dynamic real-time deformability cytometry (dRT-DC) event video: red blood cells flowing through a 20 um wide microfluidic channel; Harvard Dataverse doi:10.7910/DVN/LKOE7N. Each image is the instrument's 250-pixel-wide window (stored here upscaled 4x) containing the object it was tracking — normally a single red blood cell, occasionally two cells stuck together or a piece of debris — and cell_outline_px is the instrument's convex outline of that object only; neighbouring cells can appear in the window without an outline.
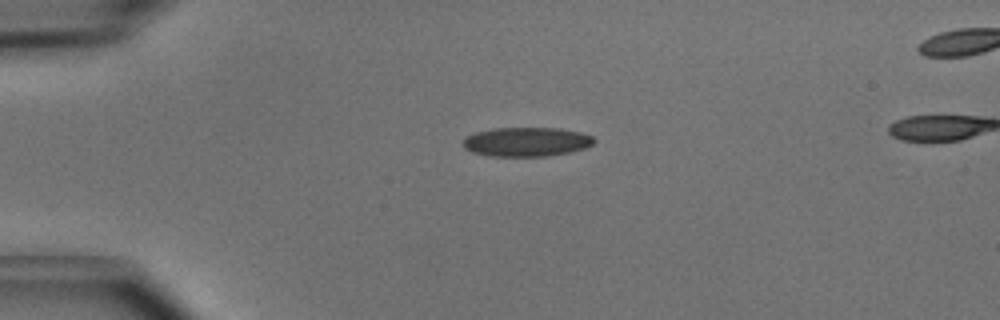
{"species": "common noctule bat (a hibernating species)", "species_latin": "Nyctalus noctula", "temperature_condition": "cold", "stored_images_in_passage": 4, "camera_frame_rate_fps": 3000, "um_per_image_px": 0.085, "animal": {"sex": "male", "body_mass_g": 15.6}, "frame": {"image": 1, "passage_image": 1, "time_ms": 0.0, "image_size_px": [1000, 320], "cell_outline_px": [[596, 140], [592, 144], [584, 148], [568, 152], [548, 156], [488, 156], [472, 152], [464, 148], [460, 144], [464, 136], [476, 132], [496, 128], [560, 128], [580, 132], [592, 136]], "centroid_in_image_um": [44.69, 12.05], "position_along_channel_um": 40.3, "area_um2": 22.43}}
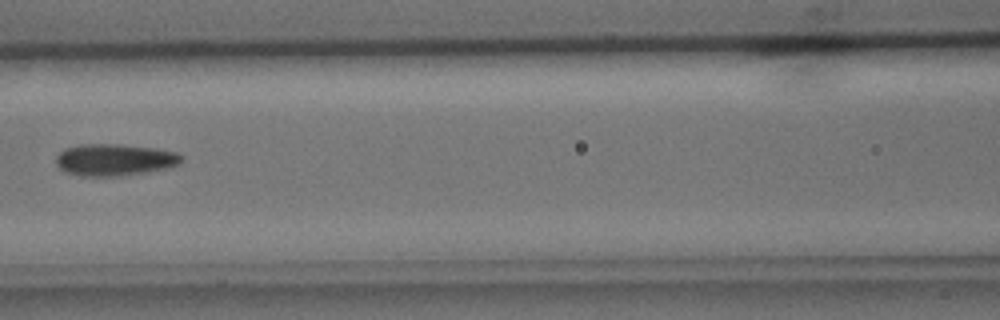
{"frame": {"image": 2, "passage_image": 4, "time_ms": 1.0, "image_size_px": [1000, 320], "cell_outline_px": [[184, 156], [180, 164], [164, 168], [144, 172], [116, 176], [84, 176], [64, 172], [56, 164], [56, 156], [64, 148], [80, 144], [120, 144], [156, 148], [176, 152]], "centroid_in_image_um": [9.72, 13.57], "position_along_channel_um": 156.9, "area_um2": 23.29}}